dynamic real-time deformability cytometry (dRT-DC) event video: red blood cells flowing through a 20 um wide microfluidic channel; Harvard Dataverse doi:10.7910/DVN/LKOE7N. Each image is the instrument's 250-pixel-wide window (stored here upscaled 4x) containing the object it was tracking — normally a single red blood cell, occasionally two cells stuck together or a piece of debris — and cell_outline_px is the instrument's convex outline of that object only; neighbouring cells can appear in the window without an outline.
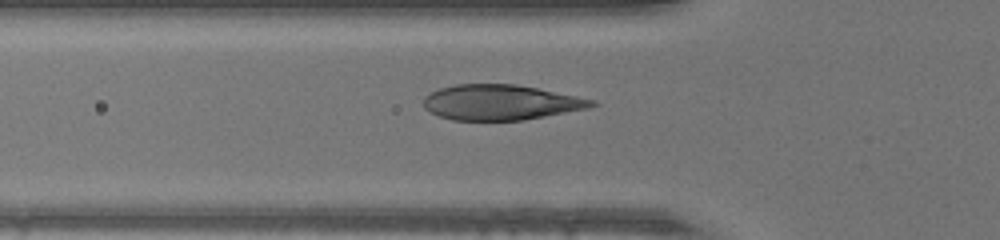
{"species": "human", "species_latin": "Homo sapiens", "temperature_condition": "warm", "stored_images_in_passage": 36, "camera_frame_rate_fps": 3000, "um_per_image_px": 0.085, "donor": {"sex": "male"}, "frame": {"image": 1, "passage_image": 4, "time_ms": 1.0, "image_size_px": [1000, 240], "cell_outline_px": [[600, 104], [588, 108], [524, 120], [452, 120], [440, 116], [424, 108], [424, 96], [440, 88], [456, 84], [516, 84], [596, 100]], "centroid_in_image_um": [42.57, 8.7], "position_along_channel_um": 83.2, "area_um2": 34.39}}
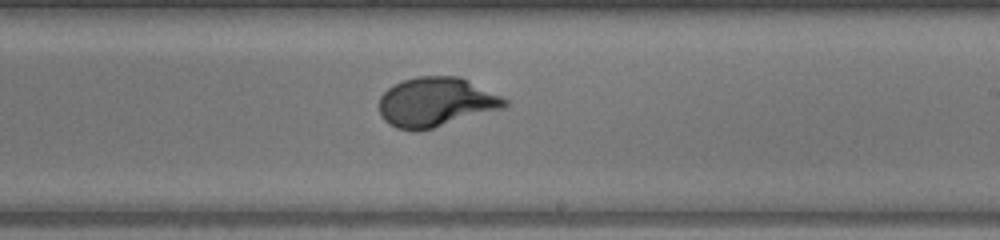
{"frame": {"image": 2, "passage_image": 16, "time_ms": 5.0, "image_size_px": [1000, 240], "cell_outline_px": [[508, 104], [504, 108], [432, 128], [416, 132], [412, 132], [396, 128], [388, 124], [380, 116], [380, 96], [392, 84], [416, 76], [460, 76], [508, 100]], "centroid_in_image_um": [37.02, 8.69], "position_along_channel_um": 252.0, "area_um2": 36.18}}
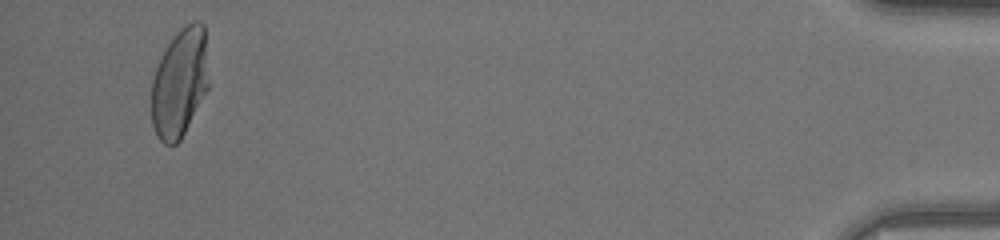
{"frame": {"image": 3, "passage_image": 34, "time_ms": 11.0, "image_size_px": [1000, 240], "cell_outline_px": [[208, 88], [180, 140], [176, 144], [164, 144], [160, 140], [152, 124], [152, 80], [156, 68], [172, 36], [180, 28], [196, 20], [204, 24], [208, 84]], "centroid_in_image_um": [15.27, 7.03], "position_along_channel_um": 419.9, "area_um2": 35.78}}